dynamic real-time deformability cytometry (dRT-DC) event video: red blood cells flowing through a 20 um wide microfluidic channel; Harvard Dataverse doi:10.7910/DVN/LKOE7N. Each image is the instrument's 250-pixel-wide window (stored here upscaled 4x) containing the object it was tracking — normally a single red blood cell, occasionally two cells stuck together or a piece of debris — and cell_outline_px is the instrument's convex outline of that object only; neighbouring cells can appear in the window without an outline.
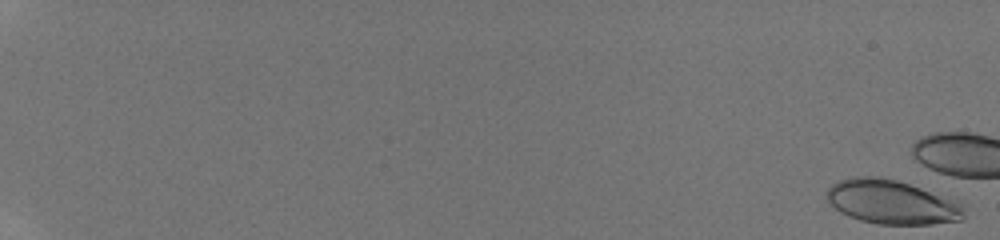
{"species": "human", "species_latin": "Homo sapiens", "temperature_condition": "room temperature", "stored_images_in_passage": 13, "camera_frame_rate_fps": 3000, "um_per_image_px": 0.085, "donor": {"sex": "male"}, "frame": {"image": 1, "passage_image": 1, "time_ms": 0.0, "image_size_px": [1000, 240], "cell_outline_px": [[964, 220], [932, 224], [876, 224], [860, 220], [848, 216], [840, 212], [828, 200], [828, 188], [832, 184], [840, 180], [852, 176], [880, 176], [896, 180], [960, 200], [964, 216]], "centroid_in_image_um": [75.83, 17.17], "position_along_channel_um": 9.2, "area_um2": 35.37}}